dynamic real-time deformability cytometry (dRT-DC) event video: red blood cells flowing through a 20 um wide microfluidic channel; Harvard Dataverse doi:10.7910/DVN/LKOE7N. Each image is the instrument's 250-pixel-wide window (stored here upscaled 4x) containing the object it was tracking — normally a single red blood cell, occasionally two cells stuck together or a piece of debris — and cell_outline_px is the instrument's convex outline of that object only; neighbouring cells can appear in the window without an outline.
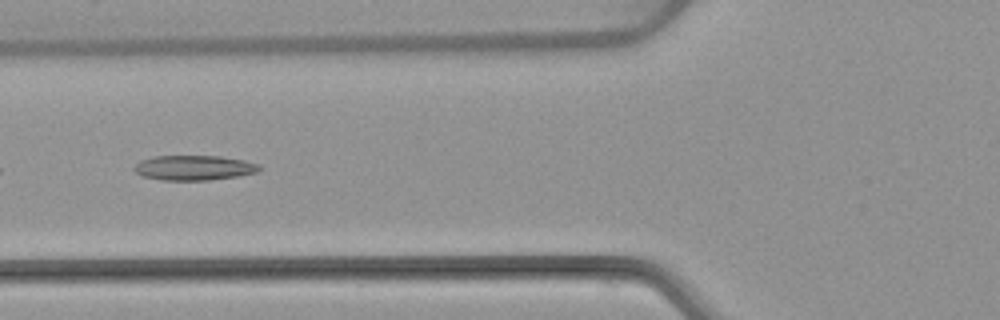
{"species": "common noctule bat (a hibernating species)", "species_latin": "Nyctalus noctula", "temperature_condition": "warm", "stored_images_in_passage": 8, "camera_frame_rate_fps": 3000, "um_per_image_px": 0.085, "animal": {"sex": "female", "body_mass_g": 22.7, "forearm_length_mm": 54.2}, "frame": {"image": 1, "passage_image": 6, "time_ms": 6.0, "image_size_px": [1000, 320], "cell_outline_px": [[260, 168], [256, 172], [240, 176], [208, 180], [160, 180], [144, 176], [136, 172], [132, 168], [140, 160], [156, 156], [220, 156], [244, 160], [260, 164]], "centroid_in_image_um": [16.49, 14.26], "position_along_channel_um": 109.3, "area_um2": 18.15}}
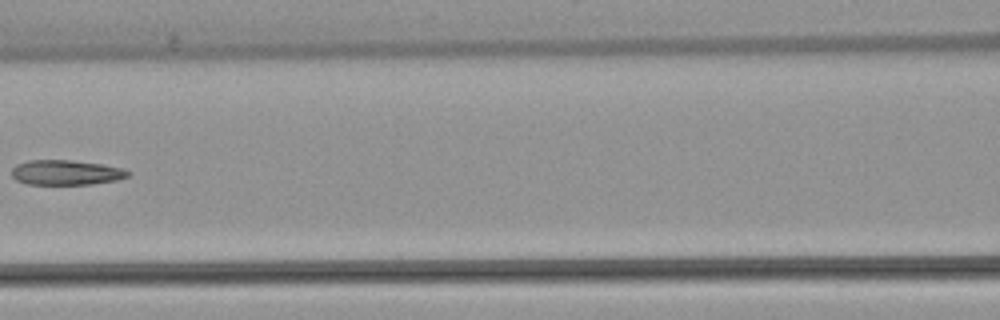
{"frame": {"image": 2, "passage_image": 7, "time_ms": 7.333, "image_size_px": [1000, 320], "cell_outline_px": [[132, 172], [128, 176], [116, 180], [92, 184], [28, 184], [16, 180], [12, 176], [12, 168], [16, 164], [28, 160], [72, 160], [100, 164], [124, 168]], "centroid_in_image_um": [5.62, 14.66], "position_along_channel_um": 161.0, "area_um2": 16.94}}
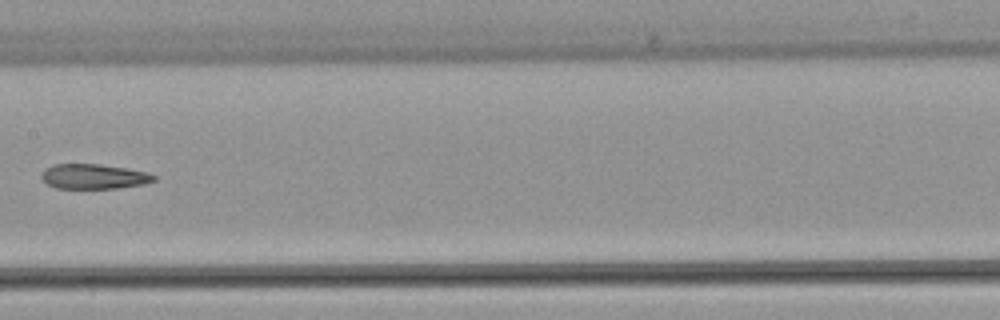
{"frame": {"image": 3, "passage_image": 8, "time_ms": 8.333, "image_size_px": [1000, 320], "cell_outline_px": [[156, 180], [144, 184], [116, 188], [56, 188], [48, 184], [40, 176], [44, 168], [52, 164], [100, 164], [128, 168], [148, 172], [156, 176]], "centroid_in_image_um": [7.98, 14.99], "position_along_channel_um": 199.4, "area_um2": 16.42}}